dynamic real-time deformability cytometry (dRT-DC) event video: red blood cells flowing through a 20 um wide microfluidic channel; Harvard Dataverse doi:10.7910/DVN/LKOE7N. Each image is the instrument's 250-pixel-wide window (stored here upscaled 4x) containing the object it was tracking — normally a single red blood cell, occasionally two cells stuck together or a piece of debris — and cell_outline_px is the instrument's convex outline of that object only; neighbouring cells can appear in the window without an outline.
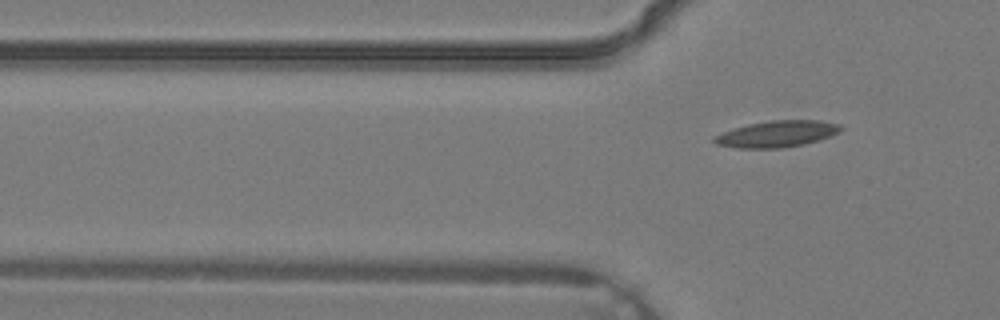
{"species": "common noctule bat (a hibernating species)", "species_latin": "Nyctalus noctula", "temperature_condition": "warm", "stored_images_in_passage": 6, "camera_frame_rate_fps": 3000, "um_per_image_px": 0.085, "animal": {"sex": "male", "body_mass_g": 19.2, "forearm_length_mm": 51.8}, "frame": {"image": 1, "passage_image": 6, "time_ms": 1.667, "image_size_px": [1000, 320], "cell_outline_px": [[844, 128], [840, 132], [804, 144], [780, 148], [736, 148], [716, 144], [712, 140], [716, 136], [732, 128], [748, 124], [772, 120], [816, 120], [840, 124]], "centroid_in_image_um": [66.03, 11.38], "position_along_channel_um": 59.8, "area_um2": 19.31}}